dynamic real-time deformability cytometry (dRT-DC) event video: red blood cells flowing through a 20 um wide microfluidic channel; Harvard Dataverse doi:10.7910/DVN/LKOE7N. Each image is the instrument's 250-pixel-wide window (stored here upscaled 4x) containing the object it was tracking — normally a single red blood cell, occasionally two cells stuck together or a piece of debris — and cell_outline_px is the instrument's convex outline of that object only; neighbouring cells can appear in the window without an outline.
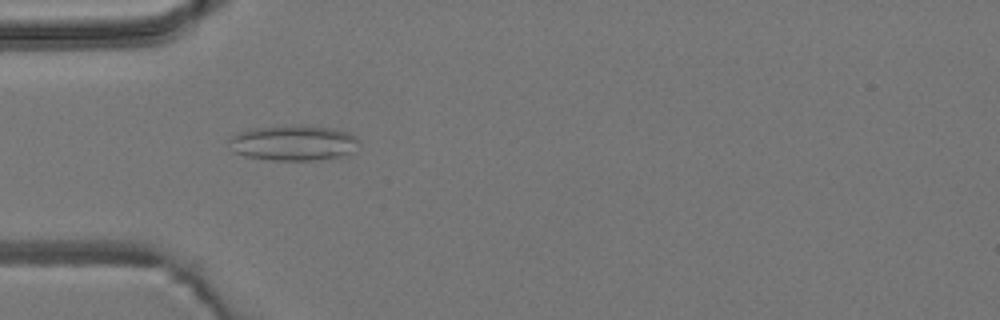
{"species": "common noctule bat (a hibernating species)", "species_latin": "Nyctalus noctula", "temperature_condition": "room temperature", "stored_images_in_passage": 3, "camera_frame_rate_fps": 3000, "um_per_image_px": 0.085, "animal": {"sex": "male", "body_mass_g": 19.2, "forearm_length_mm": 51.8}, "frame": {"image": 1, "passage_image": 2, "time_ms": 2.0, "image_size_px": [1000, 320], "cell_outline_px": [[356, 140], [352, 152], [340, 156], [312, 160], [272, 160], [248, 156], [236, 152], [228, 140], [232, 136], [240, 132], [252, 128], [328, 128], [348, 132], [356, 136]], "centroid_in_image_um": [24.92, 12.19], "position_along_channel_um": 60.1, "area_um2": 25.14}}